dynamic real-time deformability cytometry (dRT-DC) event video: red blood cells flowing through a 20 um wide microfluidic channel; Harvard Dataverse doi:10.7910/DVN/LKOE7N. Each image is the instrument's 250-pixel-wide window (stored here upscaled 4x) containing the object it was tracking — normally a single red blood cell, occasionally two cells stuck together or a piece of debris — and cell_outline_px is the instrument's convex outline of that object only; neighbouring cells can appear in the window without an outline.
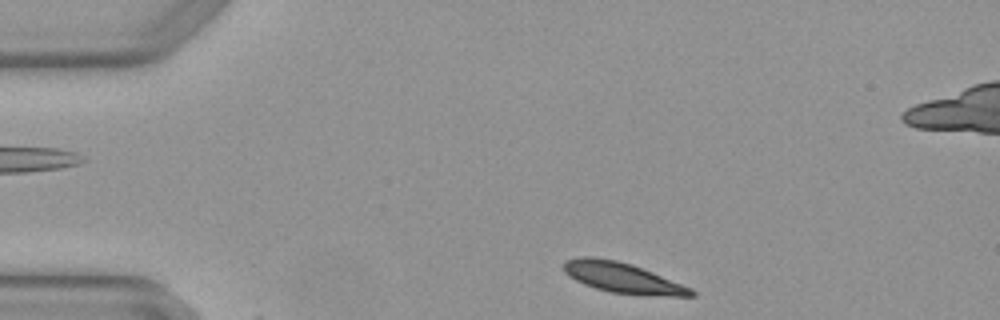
{"species": "Egyptian fruit bat (a non-hibernating species)", "species_latin": "Rousettus aegyptiacus", "temperature_condition": "warm", "stored_images_in_passage": 2, "camera_frame_rate_fps": 3000, "um_per_image_px": 0.085, "animal": {"sex": "female"}, "frame": {"image": 1, "passage_image": 2, "time_ms": 0.333, "image_size_px": [1000, 320], "cell_outline_px": [[696, 296], [640, 296], [608, 292], [584, 284], [568, 276], [564, 272], [564, 260], [580, 256], [592, 256], [616, 260], [632, 264], [692, 288], [696, 292]], "centroid_in_image_um": [52.92, 23.62], "position_along_channel_um": 32.1, "area_um2": 22.89}}